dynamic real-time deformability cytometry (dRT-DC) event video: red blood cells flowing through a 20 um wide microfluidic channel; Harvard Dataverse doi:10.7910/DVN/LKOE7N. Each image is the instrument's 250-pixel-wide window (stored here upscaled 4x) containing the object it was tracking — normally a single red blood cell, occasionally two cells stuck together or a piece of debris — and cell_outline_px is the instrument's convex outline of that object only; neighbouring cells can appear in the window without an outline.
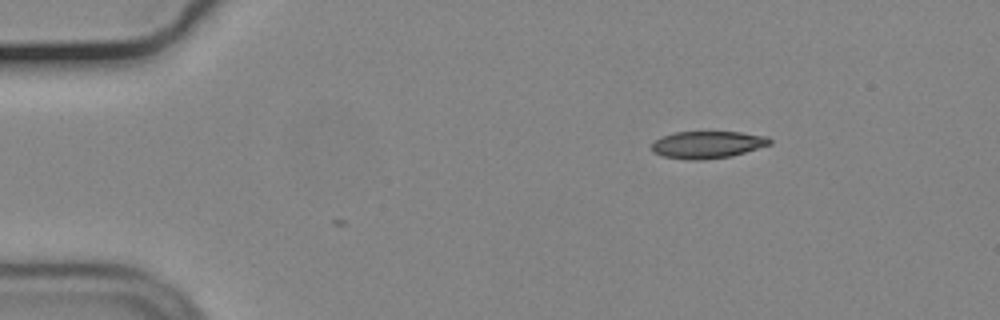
{"species": "common noctule bat (a hibernating species)", "species_latin": "Nyctalus noctula", "temperature_condition": "cold", "stored_images_in_passage": 2, "camera_frame_rate_fps": 3000, "um_per_image_px": 0.085, "animal": {"sex": "male", "body_mass_g": 19.2, "forearm_length_mm": 51.8}, "frame": {"image": 1, "passage_image": 1, "time_ms": 0.0, "image_size_px": [1000, 320], "cell_outline_px": [[772, 144], [732, 156], [696, 160], [692, 160], [664, 156], [652, 152], [652, 144], [660, 136], [676, 132], [740, 132], [768, 136], [772, 140]], "centroid_in_image_um": [60.16, 12.29], "position_along_channel_um": 24.8, "area_um2": 18.67}}